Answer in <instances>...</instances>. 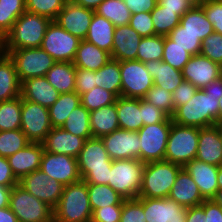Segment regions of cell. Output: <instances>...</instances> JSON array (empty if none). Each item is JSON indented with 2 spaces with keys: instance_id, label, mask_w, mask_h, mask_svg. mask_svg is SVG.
Returning a JSON list of instances; mask_svg holds the SVG:
<instances>
[{
  "instance_id": "obj_1",
  "label": "cell",
  "mask_w": 222,
  "mask_h": 222,
  "mask_svg": "<svg viewBox=\"0 0 222 222\" xmlns=\"http://www.w3.org/2000/svg\"><path fill=\"white\" fill-rule=\"evenodd\" d=\"M221 96L222 76L204 89H198L187 103L179 106L171 117L172 122L198 128L216 125Z\"/></svg>"
},
{
  "instance_id": "obj_2",
  "label": "cell",
  "mask_w": 222,
  "mask_h": 222,
  "mask_svg": "<svg viewBox=\"0 0 222 222\" xmlns=\"http://www.w3.org/2000/svg\"><path fill=\"white\" fill-rule=\"evenodd\" d=\"M77 163L80 177L87 184L109 185L112 160L101 138L85 140L77 157Z\"/></svg>"
},
{
  "instance_id": "obj_3",
  "label": "cell",
  "mask_w": 222,
  "mask_h": 222,
  "mask_svg": "<svg viewBox=\"0 0 222 222\" xmlns=\"http://www.w3.org/2000/svg\"><path fill=\"white\" fill-rule=\"evenodd\" d=\"M51 19L25 11L5 36L6 54L11 50L41 47Z\"/></svg>"
},
{
  "instance_id": "obj_4",
  "label": "cell",
  "mask_w": 222,
  "mask_h": 222,
  "mask_svg": "<svg viewBox=\"0 0 222 222\" xmlns=\"http://www.w3.org/2000/svg\"><path fill=\"white\" fill-rule=\"evenodd\" d=\"M87 183L79 182L64 186L59 203L53 209V222H91Z\"/></svg>"
},
{
  "instance_id": "obj_5",
  "label": "cell",
  "mask_w": 222,
  "mask_h": 222,
  "mask_svg": "<svg viewBox=\"0 0 222 222\" xmlns=\"http://www.w3.org/2000/svg\"><path fill=\"white\" fill-rule=\"evenodd\" d=\"M182 168L166 160L145 163L139 197L168 198Z\"/></svg>"
},
{
  "instance_id": "obj_6",
  "label": "cell",
  "mask_w": 222,
  "mask_h": 222,
  "mask_svg": "<svg viewBox=\"0 0 222 222\" xmlns=\"http://www.w3.org/2000/svg\"><path fill=\"white\" fill-rule=\"evenodd\" d=\"M145 163L138 159L112 161L109 186L126 199H136L142 186Z\"/></svg>"
},
{
  "instance_id": "obj_7",
  "label": "cell",
  "mask_w": 222,
  "mask_h": 222,
  "mask_svg": "<svg viewBox=\"0 0 222 222\" xmlns=\"http://www.w3.org/2000/svg\"><path fill=\"white\" fill-rule=\"evenodd\" d=\"M199 128L172 122L164 160L184 167L196 158Z\"/></svg>"
},
{
  "instance_id": "obj_8",
  "label": "cell",
  "mask_w": 222,
  "mask_h": 222,
  "mask_svg": "<svg viewBox=\"0 0 222 222\" xmlns=\"http://www.w3.org/2000/svg\"><path fill=\"white\" fill-rule=\"evenodd\" d=\"M9 207L19 222H53V209L19 184L11 188Z\"/></svg>"
},
{
  "instance_id": "obj_9",
  "label": "cell",
  "mask_w": 222,
  "mask_h": 222,
  "mask_svg": "<svg viewBox=\"0 0 222 222\" xmlns=\"http://www.w3.org/2000/svg\"><path fill=\"white\" fill-rule=\"evenodd\" d=\"M171 124L172 118L169 117L165 122L149 124L139 129L140 161L148 163L164 160Z\"/></svg>"
},
{
  "instance_id": "obj_10",
  "label": "cell",
  "mask_w": 222,
  "mask_h": 222,
  "mask_svg": "<svg viewBox=\"0 0 222 222\" xmlns=\"http://www.w3.org/2000/svg\"><path fill=\"white\" fill-rule=\"evenodd\" d=\"M7 54L13 60L20 82L45 76L55 63L41 47L11 50Z\"/></svg>"
},
{
  "instance_id": "obj_11",
  "label": "cell",
  "mask_w": 222,
  "mask_h": 222,
  "mask_svg": "<svg viewBox=\"0 0 222 222\" xmlns=\"http://www.w3.org/2000/svg\"><path fill=\"white\" fill-rule=\"evenodd\" d=\"M80 41L78 37L73 36L52 20L42 40L41 48L55 62H73Z\"/></svg>"
},
{
  "instance_id": "obj_12",
  "label": "cell",
  "mask_w": 222,
  "mask_h": 222,
  "mask_svg": "<svg viewBox=\"0 0 222 222\" xmlns=\"http://www.w3.org/2000/svg\"><path fill=\"white\" fill-rule=\"evenodd\" d=\"M121 96L143 99L154 86L153 78L146 70L145 64L138 60L120 62Z\"/></svg>"
},
{
  "instance_id": "obj_13",
  "label": "cell",
  "mask_w": 222,
  "mask_h": 222,
  "mask_svg": "<svg viewBox=\"0 0 222 222\" xmlns=\"http://www.w3.org/2000/svg\"><path fill=\"white\" fill-rule=\"evenodd\" d=\"M20 129L30 142L42 143L52 129L48 108L22 98Z\"/></svg>"
},
{
  "instance_id": "obj_14",
  "label": "cell",
  "mask_w": 222,
  "mask_h": 222,
  "mask_svg": "<svg viewBox=\"0 0 222 222\" xmlns=\"http://www.w3.org/2000/svg\"><path fill=\"white\" fill-rule=\"evenodd\" d=\"M19 185L52 209L59 203L64 188L63 184L51 179L40 169L24 176Z\"/></svg>"
},
{
  "instance_id": "obj_15",
  "label": "cell",
  "mask_w": 222,
  "mask_h": 222,
  "mask_svg": "<svg viewBox=\"0 0 222 222\" xmlns=\"http://www.w3.org/2000/svg\"><path fill=\"white\" fill-rule=\"evenodd\" d=\"M40 170L64 186L81 180L77 158L68 155L44 151L41 158Z\"/></svg>"
},
{
  "instance_id": "obj_16",
  "label": "cell",
  "mask_w": 222,
  "mask_h": 222,
  "mask_svg": "<svg viewBox=\"0 0 222 222\" xmlns=\"http://www.w3.org/2000/svg\"><path fill=\"white\" fill-rule=\"evenodd\" d=\"M112 161L123 159L140 160L139 136L136 131L118 129L101 137Z\"/></svg>"
},
{
  "instance_id": "obj_17",
  "label": "cell",
  "mask_w": 222,
  "mask_h": 222,
  "mask_svg": "<svg viewBox=\"0 0 222 222\" xmlns=\"http://www.w3.org/2000/svg\"><path fill=\"white\" fill-rule=\"evenodd\" d=\"M142 205L145 222H185L188 208L169 198H136Z\"/></svg>"
},
{
  "instance_id": "obj_18",
  "label": "cell",
  "mask_w": 222,
  "mask_h": 222,
  "mask_svg": "<svg viewBox=\"0 0 222 222\" xmlns=\"http://www.w3.org/2000/svg\"><path fill=\"white\" fill-rule=\"evenodd\" d=\"M184 81H188L198 89H204L212 81L222 76V67L202 55L191 56L182 70Z\"/></svg>"
},
{
  "instance_id": "obj_19",
  "label": "cell",
  "mask_w": 222,
  "mask_h": 222,
  "mask_svg": "<svg viewBox=\"0 0 222 222\" xmlns=\"http://www.w3.org/2000/svg\"><path fill=\"white\" fill-rule=\"evenodd\" d=\"M94 12L95 10L76 5L73 2H66L54 21L73 36L84 40Z\"/></svg>"
},
{
  "instance_id": "obj_20",
  "label": "cell",
  "mask_w": 222,
  "mask_h": 222,
  "mask_svg": "<svg viewBox=\"0 0 222 222\" xmlns=\"http://www.w3.org/2000/svg\"><path fill=\"white\" fill-rule=\"evenodd\" d=\"M196 159L218 167L222 165V126L199 128Z\"/></svg>"
},
{
  "instance_id": "obj_21",
  "label": "cell",
  "mask_w": 222,
  "mask_h": 222,
  "mask_svg": "<svg viewBox=\"0 0 222 222\" xmlns=\"http://www.w3.org/2000/svg\"><path fill=\"white\" fill-rule=\"evenodd\" d=\"M84 143V138L73 135L62 127H52L42 145L44 151L77 158Z\"/></svg>"
},
{
  "instance_id": "obj_22",
  "label": "cell",
  "mask_w": 222,
  "mask_h": 222,
  "mask_svg": "<svg viewBox=\"0 0 222 222\" xmlns=\"http://www.w3.org/2000/svg\"><path fill=\"white\" fill-rule=\"evenodd\" d=\"M183 168L193 178L205 200H210L215 196L218 190V166L205 163L195 158Z\"/></svg>"
},
{
  "instance_id": "obj_23",
  "label": "cell",
  "mask_w": 222,
  "mask_h": 222,
  "mask_svg": "<svg viewBox=\"0 0 222 222\" xmlns=\"http://www.w3.org/2000/svg\"><path fill=\"white\" fill-rule=\"evenodd\" d=\"M43 152L42 143L30 142L25 148L7 158L11 170L18 181L27 174L40 169Z\"/></svg>"
},
{
  "instance_id": "obj_24",
  "label": "cell",
  "mask_w": 222,
  "mask_h": 222,
  "mask_svg": "<svg viewBox=\"0 0 222 222\" xmlns=\"http://www.w3.org/2000/svg\"><path fill=\"white\" fill-rule=\"evenodd\" d=\"M20 96L24 100L49 108L57 101L60 93L54 89L45 76H42L22 81Z\"/></svg>"
},
{
  "instance_id": "obj_25",
  "label": "cell",
  "mask_w": 222,
  "mask_h": 222,
  "mask_svg": "<svg viewBox=\"0 0 222 222\" xmlns=\"http://www.w3.org/2000/svg\"><path fill=\"white\" fill-rule=\"evenodd\" d=\"M142 37L129 25L115 27L111 59L118 61L137 60Z\"/></svg>"
},
{
  "instance_id": "obj_26",
  "label": "cell",
  "mask_w": 222,
  "mask_h": 222,
  "mask_svg": "<svg viewBox=\"0 0 222 222\" xmlns=\"http://www.w3.org/2000/svg\"><path fill=\"white\" fill-rule=\"evenodd\" d=\"M168 198L187 208L198 206L205 200L193 178L184 168L179 171Z\"/></svg>"
},
{
  "instance_id": "obj_27",
  "label": "cell",
  "mask_w": 222,
  "mask_h": 222,
  "mask_svg": "<svg viewBox=\"0 0 222 222\" xmlns=\"http://www.w3.org/2000/svg\"><path fill=\"white\" fill-rule=\"evenodd\" d=\"M115 103L120 129L138 132L143 126L142 99L120 96Z\"/></svg>"
},
{
  "instance_id": "obj_28",
  "label": "cell",
  "mask_w": 222,
  "mask_h": 222,
  "mask_svg": "<svg viewBox=\"0 0 222 222\" xmlns=\"http://www.w3.org/2000/svg\"><path fill=\"white\" fill-rule=\"evenodd\" d=\"M146 70L153 78L154 85L173 93V91L184 82L182 71L173 68L160 60H153L144 63Z\"/></svg>"
},
{
  "instance_id": "obj_29",
  "label": "cell",
  "mask_w": 222,
  "mask_h": 222,
  "mask_svg": "<svg viewBox=\"0 0 222 222\" xmlns=\"http://www.w3.org/2000/svg\"><path fill=\"white\" fill-rule=\"evenodd\" d=\"M111 60V54L93 43L81 40L73 64L76 68L97 71Z\"/></svg>"
},
{
  "instance_id": "obj_30",
  "label": "cell",
  "mask_w": 222,
  "mask_h": 222,
  "mask_svg": "<svg viewBox=\"0 0 222 222\" xmlns=\"http://www.w3.org/2000/svg\"><path fill=\"white\" fill-rule=\"evenodd\" d=\"M114 30L115 26L109 20L94 12L88 33L84 40L93 43L98 48L111 54L114 41Z\"/></svg>"
},
{
  "instance_id": "obj_31",
  "label": "cell",
  "mask_w": 222,
  "mask_h": 222,
  "mask_svg": "<svg viewBox=\"0 0 222 222\" xmlns=\"http://www.w3.org/2000/svg\"><path fill=\"white\" fill-rule=\"evenodd\" d=\"M21 82L8 54L0 59V102L20 96Z\"/></svg>"
},
{
  "instance_id": "obj_32",
  "label": "cell",
  "mask_w": 222,
  "mask_h": 222,
  "mask_svg": "<svg viewBox=\"0 0 222 222\" xmlns=\"http://www.w3.org/2000/svg\"><path fill=\"white\" fill-rule=\"evenodd\" d=\"M90 126L93 138H101L120 128L116 103L90 112Z\"/></svg>"
},
{
  "instance_id": "obj_33",
  "label": "cell",
  "mask_w": 222,
  "mask_h": 222,
  "mask_svg": "<svg viewBox=\"0 0 222 222\" xmlns=\"http://www.w3.org/2000/svg\"><path fill=\"white\" fill-rule=\"evenodd\" d=\"M45 77L60 94L75 91L76 67L73 62H55Z\"/></svg>"
},
{
  "instance_id": "obj_34",
  "label": "cell",
  "mask_w": 222,
  "mask_h": 222,
  "mask_svg": "<svg viewBox=\"0 0 222 222\" xmlns=\"http://www.w3.org/2000/svg\"><path fill=\"white\" fill-rule=\"evenodd\" d=\"M180 25L183 30L196 35L201 41L214 32L213 25L208 21V18L201 6H193L181 18Z\"/></svg>"
},
{
  "instance_id": "obj_35",
  "label": "cell",
  "mask_w": 222,
  "mask_h": 222,
  "mask_svg": "<svg viewBox=\"0 0 222 222\" xmlns=\"http://www.w3.org/2000/svg\"><path fill=\"white\" fill-rule=\"evenodd\" d=\"M79 105H81V96L75 91L61 93L57 101L48 108L51 126L61 127L66 122L71 111Z\"/></svg>"
},
{
  "instance_id": "obj_36",
  "label": "cell",
  "mask_w": 222,
  "mask_h": 222,
  "mask_svg": "<svg viewBox=\"0 0 222 222\" xmlns=\"http://www.w3.org/2000/svg\"><path fill=\"white\" fill-rule=\"evenodd\" d=\"M96 86L112 92L117 98L121 96L120 61L111 59L95 71Z\"/></svg>"
},
{
  "instance_id": "obj_37",
  "label": "cell",
  "mask_w": 222,
  "mask_h": 222,
  "mask_svg": "<svg viewBox=\"0 0 222 222\" xmlns=\"http://www.w3.org/2000/svg\"><path fill=\"white\" fill-rule=\"evenodd\" d=\"M95 13L109 20L115 27L129 25L131 12L123 0H104Z\"/></svg>"
},
{
  "instance_id": "obj_38",
  "label": "cell",
  "mask_w": 222,
  "mask_h": 222,
  "mask_svg": "<svg viewBox=\"0 0 222 222\" xmlns=\"http://www.w3.org/2000/svg\"><path fill=\"white\" fill-rule=\"evenodd\" d=\"M92 212L109 205H123L125 200L111 186L106 184H87Z\"/></svg>"
},
{
  "instance_id": "obj_39",
  "label": "cell",
  "mask_w": 222,
  "mask_h": 222,
  "mask_svg": "<svg viewBox=\"0 0 222 222\" xmlns=\"http://www.w3.org/2000/svg\"><path fill=\"white\" fill-rule=\"evenodd\" d=\"M61 127L65 131L85 140L93 138L90 126V112L82 104L71 111L66 122Z\"/></svg>"
},
{
  "instance_id": "obj_40",
  "label": "cell",
  "mask_w": 222,
  "mask_h": 222,
  "mask_svg": "<svg viewBox=\"0 0 222 222\" xmlns=\"http://www.w3.org/2000/svg\"><path fill=\"white\" fill-rule=\"evenodd\" d=\"M22 97L0 102V131L20 129Z\"/></svg>"
},
{
  "instance_id": "obj_41",
  "label": "cell",
  "mask_w": 222,
  "mask_h": 222,
  "mask_svg": "<svg viewBox=\"0 0 222 222\" xmlns=\"http://www.w3.org/2000/svg\"><path fill=\"white\" fill-rule=\"evenodd\" d=\"M25 11V0H0V34L6 36Z\"/></svg>"
},
{
  "instance_id": "obj_42",
  "label": "cell",
  "mask_w": 222,
  "mask_h": 222,
  "mask_svg": "<svg viewBox=\"0 0 222 222\" xmlns=\"http://www.w3.org/2000/svg\"><path fill=\"white\" fill-rule=\"evenodd\" d=\"M150 13L154 24V35L165 37L180 24L181 17L175 11L167 10L158 3Z\"/></svg>"
},
{
  "instance_id": "obj_43",
  "label": "cell",
  "mask_w": 222,
  "mask_h": 222,
  "mask_svg": "<svg viewBox=\"0 0 222 222\" xmlns=\"http://www.w3.org/2000/svg\"><path fill=\"white\" fill-rule=\"evenodd\" d=\"M29 143L30 141L21 129L0 131V156L8 158Z\"/></svg>"
},
{
  "instance_id": "obj_44",
  "label": "cell",
  "mask_w": 222,
  "mask_h": 222,
  "mask_svg": "<svg viewBox=\"0 0 222 222\" xmlns=\"http://www.w3.org/2000/svg\"><path fill=\"white\" fill-rule=\"evenodd\" d=\"M164 53V36L153 35L143 37L140 41L137 60L143 63L160 60L162 61Z\"/></svg>"
},
{
  "instance_id": "obj_45",
  "label": "cell",
  "mask_w": 222,
  "mask_h": 222,
  "mask_svg": "<svg viewBox=\"0 0 222 222\" xmlns=\"http://www.w3.org/2000/svg\"><path fill=\"white\" fill-rule=\"evenodd\" d=\"M117 97L102 87H94L89 92L81 95V104L89 111L114 104Z\"/></svg>"
},
{
  "instance_id": "obj_46",
  "label": "cell",
  "mask_w": 222,
  "mask_h": 222,
  "mask_svg": "<svg viewBox=\"0 0 222 222\" xmlns=\"http://www.w3.org/2000/svg\"><path fill=\"white\" fill-rule=\"evenodd\" d=\"M167 37L172 40L175 45L180 46L190 55L200 54L202 41L191 32L183 30V27L180 24L173 29Z\"/></svg>"
},
{
  "instance_id": "obj_47",
  "label": "cell",
  "mask_w": 222,
  "mask_h": 222,
  "mask_svg": "<svg viewBox=\"0 0 222 222\" xmlns=\"http://www.w3.org/2000/svg\"><path fill=\"white\" fill-rule=\"evenodd\" d=\"M66 0H25L26 11L55 20L64 8Z\"/></svg>"
},
{
  "instance_id": "obj_48",
  "label": "cell",
  "mask_w": 222,
  "mask_h": 222,
  "mask_svg": "<svg viewBox=\"0 0 222 222\" xmlns=\"http://www.w3.org/2000/svg\"><path fill=\"white\" fill-rule=\"evenodd\" d=\"M192 55L170 40L167 36L164 37V53L162 61L169 64L175 69L183 70Z\"/></svg>"
},
{
  "instance_id": "obj_49",
  "label": "cell",
  "mask_w": 222,
  "mask_h": 222,
  "mask_svg": "<svg viewBox=\"0 0 222 222\" xmlns=\"http://www.w3.org/2000/svg\"><path fill=\"white\" fill-rule=\"evenodd\" d=\"M143 99L163 110L169 117L175 112L172 93L159 86L154 85Z\"/></svg>"
},
{
  "instance_id": "obj_50",
  "label": "cell",
  "mask_w": 222,
  "mask_h": 222,
  "mask_svg": "<svg viewBox=\"0 0 222 222\" xmlns=\"http://www.w3.org/2000/svg\"><path fill=\"white\" fill-rule=\"evenodd\" d=\"M200 55L209 58L222 67V35L213 32L202 41Z\"/></svg>"
},
{
  "instance_id": "obj_51",
  "label": "cell",
  "mask_w": 222,
  "mask_h": 222,
  "mask_svg": "<svg viewBox=\"0 0 222 222\" xmlns=\"http://www.w3.org/2000/svg\"><path fill=\"white\" fill-rule=\"evenodd\" d=\"M200 6L213 25L214 32L222 35V0H204Z\"/></svg>"
},
{
  "instance_id": "obj_52",
  "label": "cell",
  "mask_w": 222,
  "mask_h": 222,
  "mask_svg": "<svg viewBox=\"0 0 222 222\" xmlns=\"http://www.w3.org/2000/svg\"><path fill=\"white\" fill-rule=\"evenodd\" d=\"M120 222H145L143 205L137 199L124 200Z\"/></svg>"
},
{
  "instance_id": "obj_53",
  "label": "cell",
  "mask_w": 222,
  "mask_h": 222,
  "mask_svg": "<svg viewBox=\"0 0 222 222\" xmlns=\"http://www.w3.org/2000/svg\"><path fill=\"white\" fill-rule=\"evenodd\" d=\"M129 26L132 27L142 38L154 35V24L150 12L132 14Z\"/></svg>"
},
{
  "instance_id": "obj_54",
  "label": "cell",
  "mask_w": 222,
  "mask_h": 222,
  "mask_svg": "<svg viewBox=\"0 0 222 222\" xmlns=\"http://www.w3.org/2000/svg\"><path fill=\"white\" fill-rule=\"evenodd\" d=\"M96 87L95 71L76 68L75 92L82 95Z\"/></svg>"
},
{
  "instance_id": "obj_55",
  "label": "cell",
  "mask_w": 222,
  "mask_h": 222,
  "mask_svg": "<svg viewBox=\"0 0 222 222\" xmlns=\"http://www.w3.org/2000/svg\"><path fill=\"white\" fill-rule=\"evenodd\" d=\"M169 116L160 108L142 99V120L143 126L165 122Z\"/></svg>"
},
{
  "instance_id": "obj_56",
  "label": "cell",
  "mask_w": 222,
  "mask_h": 222,
  "mask_svg": "<svg viewBox=\"0 0 222 222\" xmlns=\"http://www.w3.org/2000/svg\"><path fill=\"white\" fill-rule=\"evenodd\" d=\"M122 205H109L95 209L92 212L91 222H120Z\"/></svg>"
},
{
  "instance_id": "obj_57",
  "label": "cell",
  "mask_w": 222,
  "mask_h": 222,
  "mask_svg": "<svg viewBox=\"0 0 222 222\" xmlns=\"http://www.w3.org/2000/svg\"><path fill=\"white\" fill-rule=\"evenodd\" d=\"M198 90L196 86L191 84L188 81H184L178 86L172 93L173 97V105L175 110L179 107L187 103Z\"/></svg>"
},
{
  "instance_id": "obj_58",
  "label": "cell",
  "mask_w": 222,
  "mask_h": 222,
  "mask_svg": "<svg viewBox=\"0 0 222 222\" xmlns=\"http://www.w3.org/2000/svg\"><path fill=\"white\" fill-rule=\"evenodd\" d=\"M17 184H19V181L14 176L8 159L0 156V185L12 188Z\"/></svg>"
},
{
  "instance_id": "obj_59",
  "label": "cell",
  "mask_w": 222,
  "mask_h": 222,
  "mask_svg": "<svg viewBox=\"0 0 222 222\" xmlns=\"http://www.w3.org/2000/svg\"><path fill=\"white\" fill-rule=\"evenodd\" d=\"M157 3L167 10L175 11L180 17L194 6L188 0H158Z\"/></svg>"
},
{
  "instance_id": "obj_60",
  "label": "cell",
  "mask_w": 222,
  "mask_h": 222,
  "mask_svg": "<svg viewBox=\"0 0 222 222\" xmlns=\"http://www.w3.org/2000/svg\"><path fill=\"white\" fill-rule=\"evenodd\" d=\"M131 14L151 12L158 0H123Z\"/></svg>"
},
{
  "instance_id": "obj_61",
  "label": "cell",
  "mask_w": 222,
  "mask_h": 222,
  "mask_svg": "<svg viewBox=\"0 0 222 222\" xmlns=\"http://www.w3.org/2000/svg\"><path fill=\"white\" fill-rule=\"evenodd\" d=\"M205 222H222V208L212 199L204 200Z\"/></svg>"
},
{
  "instance_id": "obj_62",
  "label": "cell",
  "mask_w": 222,
  "mask_h": 222,
  "mask_svg": "<svg viewBox=\"0 0 222 222\" xmlns=\"http://www.w3.org/2000/svg\"><path fill=\"white\" fill-rule=\"evenodd\" d=\"M185 222H205L204 201L193 207H188Z\"/></svg>"
},
{
  "instance_id": "obj_63",
  "label": "cell",
  "mask_w": 222,
  "mask_h": 222,
  "mask_svg": "<svg viewBox=\"0 0 222 222\" xmlns=\"http://www.w3.org/2000/svg\"><path fill=\"white\" fill-rule=\"evenodd\" d=\"M0 222H19L9 206L0 208Z\"/></svg>"
},
{
  "instance_id": "obj_64",
  "label": "cell",
  "mask_w": 222,
  "mask_h": 222,
  "mask_svg": "<svg viewBox=\"0 0 222 222\" xmlns=\"http://www.w3.org/2000/svg\"><path fill=\"white\" fill-rule=\"evenodd\" d=\"M102 1L104 0H73L72 2L76 5L95 10Z\"/></svg>"
},
{
  "instance_id": "obj_65",
  "label": "cell",
  "mask_w": 222,
  "mask_h": 222,
  "mask_svg": "<svg viewBox=\"0 0 222 222\" xmlns=\"http://www.w3.org/2000/svg\"><path fill=\"white\" fill-rule=\"evenodd\" d=\"M11 188H7L0 185V208L9 206V194Z\"/></svg>"
},
{
  "instance_id": "obj_66",
  "label": "cell",
  "mask_w": 222,
  "mask_h": 222,
  "mask_svg": "<svg viewBox=\"0 0 222 222\" xmlns=\"http://www.w3.org/2000/svg\"><path fill=\"white\" fill-rule=\"evenodd\" d=\"M6 54L5 36L0 34V59Z\"/></svg>"
},
{
  "instance_id": "obj_67",
  "label": "cell",
  "mask_w": 222,
  "mask_h": 222,
  "mask_svg": "<svg viewBox=\"0 0 222 222\" xmlns=\"http://www.w3.org/2000/svg\"><path fill=\"white\" fill-rule=\"evenodd\" d=\"M212 200L222 208V189L216 191Z\"/></svg>"
},
{
  "instance_id": "obj_68",
  "label": "cell",
  "mask_w": 222,
  "mask_h": 222,
  "mask_svg": "<svg viewBox=\"0 0 222 222\" xmlns=\"http://www.w3.org/2000/svg\"><path fill=\"white\" fill-rule=\"evenodd\" d=\"M216 125L222 126V96L219 99V112H218V118L216 120Z\"/></svg>"
},
{
  "instance_id": "obj_69",
  "label": "cell",
  "mask_w": 222,
  "mask_h": 222,
  "mask_svg": "<svg viewBox=\"0 0 222 222\" xmlns=\"http://www.w3.org/2000/svg\"><path fill=\"white\" fill-rule=\"evenodd\" d=\"M217 182H218V190H221L222 189V165L219 166Z\"/></svg>"
},
{
  "instance_id": "obj_70",
  "label": "cell",
  "mask_w": 222,
  "mask_h": 222,
  "mask_svg": "<svg viewBox=\"0 0 222 222\" xmlns=\"http://www.w3.org/2000/svg\"><path fill=\"white\" fill-rule=\"evenodd\" d=\"M188 1L191 2L194 6H200L204 0H188Z\"/></svg>"
}]
</instances>
